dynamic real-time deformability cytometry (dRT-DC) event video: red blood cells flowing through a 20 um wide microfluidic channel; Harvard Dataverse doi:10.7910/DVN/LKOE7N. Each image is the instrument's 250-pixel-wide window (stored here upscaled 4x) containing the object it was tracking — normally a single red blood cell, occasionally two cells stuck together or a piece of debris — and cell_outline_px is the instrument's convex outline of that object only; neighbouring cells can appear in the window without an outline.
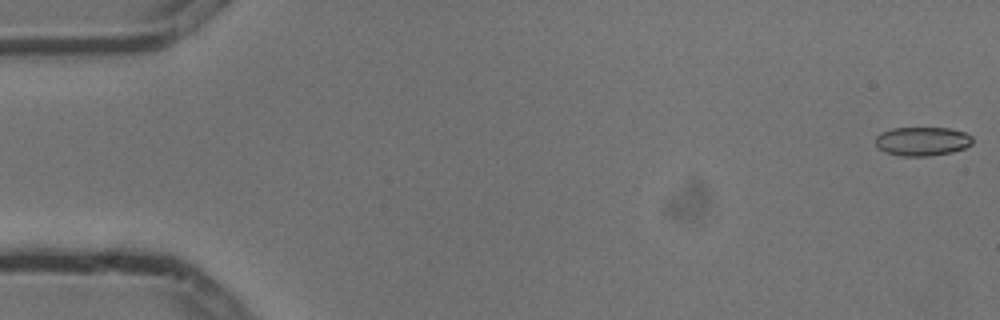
{"species": "common noctule bat (a hibernating species)", "species_latin": "Nyctalus noctula", "temperature_condition": "cold", "stored_images_in_passage": 5, "camera_frame_rate_fps": 3000, "um_per_image_px": 0.085, "animal": {"sex": "male", "body_mass_g": 13.3}, "frame": {"image": 1, "passage_image": 1, "time_ms": 0.0, "image_size_px": [1000, 320], "cell_outline_px": [[972, 144], [964, 148], [952, 152], [928, 156], [900, 156], [884, 152], [876, 144], [876, 136], [880, 132], [892, 128], [948, 128], [964, 132], [972, 136]], "centroid_in_image_um": [78.38, 12.01], "position_along_channel_um": 6.6, "area_um2": 16.36}}
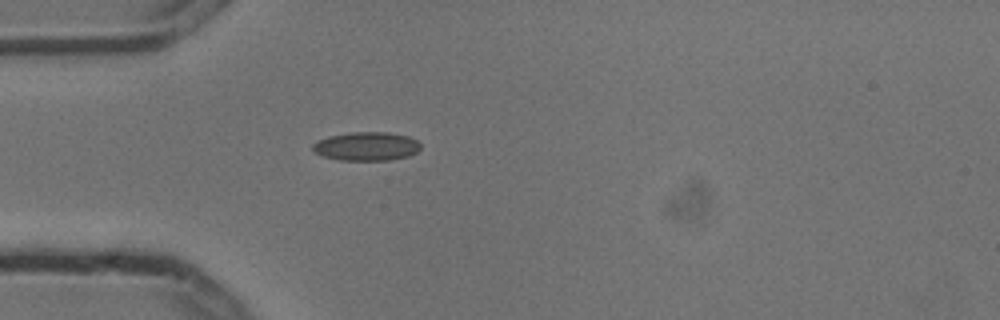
{"frame": {"image": 2, "passage_image": 5, "time_ms": 1.333, "image_size_px": [1000, 320], "cell_outline_px": [[420, 148], [416, 152], [408, 156], [388, 160], [340, 160], [320, 156], [312, 152], [312, 144], [328, 136], [352, 132], [388, 132], [408, 136], [416, 140], [420, 144]], "centroid_in_image_um": [31.11, 12.44], "position_along_channel_um": 53.9, "area_um2": 18.09}}